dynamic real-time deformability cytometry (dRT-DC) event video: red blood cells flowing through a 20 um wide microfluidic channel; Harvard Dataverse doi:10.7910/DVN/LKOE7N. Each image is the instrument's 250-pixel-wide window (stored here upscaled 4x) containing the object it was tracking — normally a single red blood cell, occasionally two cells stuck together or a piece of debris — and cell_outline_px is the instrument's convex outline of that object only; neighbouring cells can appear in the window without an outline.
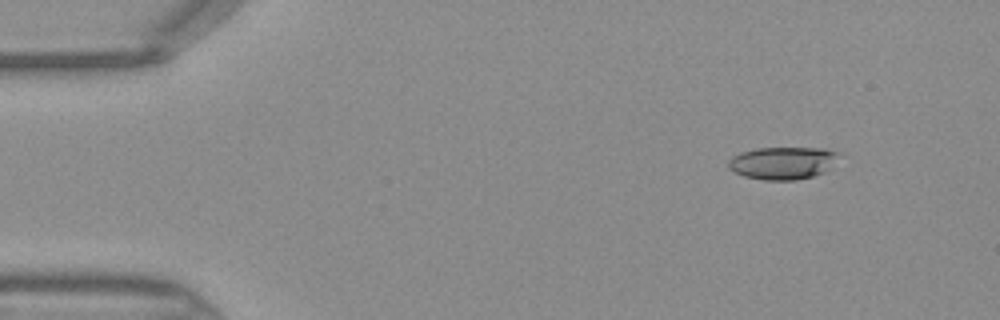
{"species": "Egyptian fruit bat (a non-hibernating species)", "species_latin": "Rousettus aegyptiacus", "temperature_condition": "warm", "stored_images_in_passage": 45, "camera_frame_rate_fps": 3000, "um_per_image_px": 0.085, "frame": {"image": 1, "passage_image": 5, "time_ms": 1.333, "image_size_px": [1000, 320], "cell_outline_px": [[840, 152], [824, 172], [812, 176], [796, 180], [764, 180], [744, 176], [728, 168], [728, 160], [732, 156], [740, 152], [756, 148], [824, 148]], "centroid_in_image_um": [66.47, 13.84], "position_along_channel_um": 18.5, "area_um2": 20.75}}
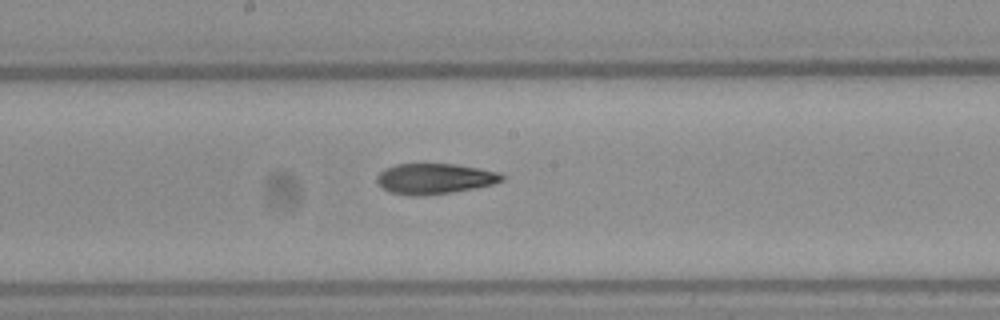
{"frame": {"image": 2, "passage_image": 24, "time_ms": 7.667, "image_size_px": [1000, 320], "cell_outline_px": [[508, 176], [504, 180], [492, 184], [476, 188], [420, 196], [416, 196], [388, 192], [376, 180], [376, 176], [384, 168], [396, 164], [456, 164], [480, 168], [500, 172]], "centroid_in_image_um": [36.98, 15.17], "position_along_channel_um": 211.2, "area_um2": 22.31}}
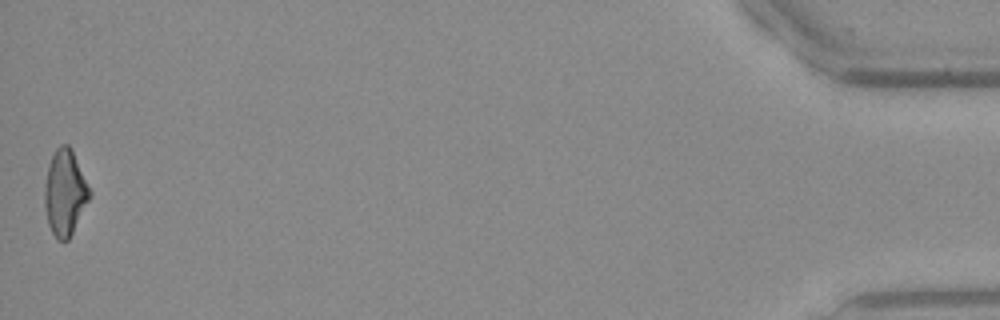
{"frame": {"image": 3, "passage_image": 45, "time_ms": 14.667, "image_size_px": [1000, 320], "cell_outline_px": [[92, 196], [68, 240], [56, 240], [48, 224], [44, 204], [44, 188], [48, 164], [56, 148], [60, 144], [68, 144], [92, 192]], "centroid_in_image_um": [5.51, 16.4], "position_along_channel_um": 429.7, "area_um2": 22.43}}